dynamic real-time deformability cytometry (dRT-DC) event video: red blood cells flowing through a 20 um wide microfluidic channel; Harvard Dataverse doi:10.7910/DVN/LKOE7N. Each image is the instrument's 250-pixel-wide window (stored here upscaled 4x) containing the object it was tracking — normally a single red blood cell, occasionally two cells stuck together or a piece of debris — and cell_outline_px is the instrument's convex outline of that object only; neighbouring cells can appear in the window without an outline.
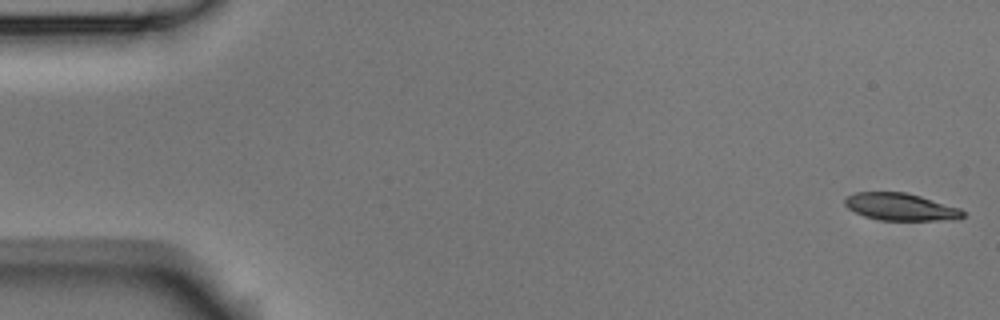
{"species": "Egyptian fruit bat (a non-hibernating species)", "species_latin": "Rousettus aegyptiacus", "temperature_condition": "room temperature", "stored_images_in_passage": 5, "camera_frame_rate_fps": 3000, "um_per_image_px": 0.085, "animal": {"sex": "male"}, "frame": {"image": 1, "passage_image": 1, "time_ms": 0.0, "image_size_px": [1000, 320], "cell_outline_px": [[964, 216], [960, 220], [880, 220], [864, 216], [848, 208], [844, 204], [844, 200], [848, 196], [856, 192], [908, 192], [960, 208], [964, 212]], "centroid_in_image_um": [76.59, 17.58], "position_along_channel_um": 8.4, "area_um2": 18.84}}
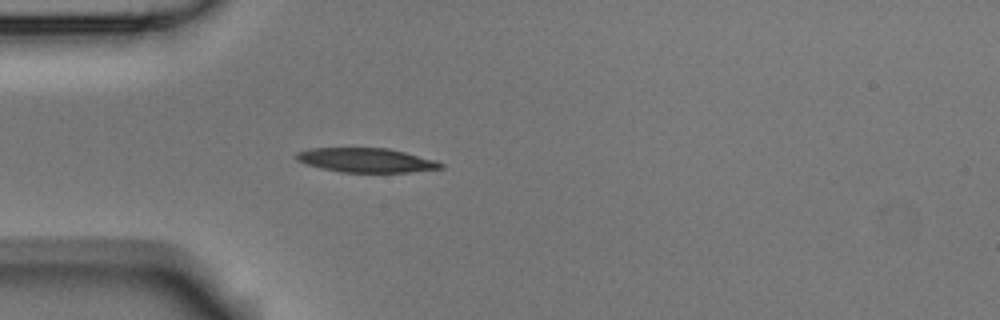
{"frame": {"image": 2, "passage_image": 5, "time_ms": 1.333, "image_size_px": [1000, 320], "cell_outline_px": [[444, 168], [412, 172], [340, 172], [320, 168], [296, 160], [292, 156], [296, 152], [308, 148], [388, 148], [436, 160], [444, 164]], "centroid_in_image_um": [31.1, 13.61], "position_along_channel_um": 53.9, "area_um2": 20.58}}